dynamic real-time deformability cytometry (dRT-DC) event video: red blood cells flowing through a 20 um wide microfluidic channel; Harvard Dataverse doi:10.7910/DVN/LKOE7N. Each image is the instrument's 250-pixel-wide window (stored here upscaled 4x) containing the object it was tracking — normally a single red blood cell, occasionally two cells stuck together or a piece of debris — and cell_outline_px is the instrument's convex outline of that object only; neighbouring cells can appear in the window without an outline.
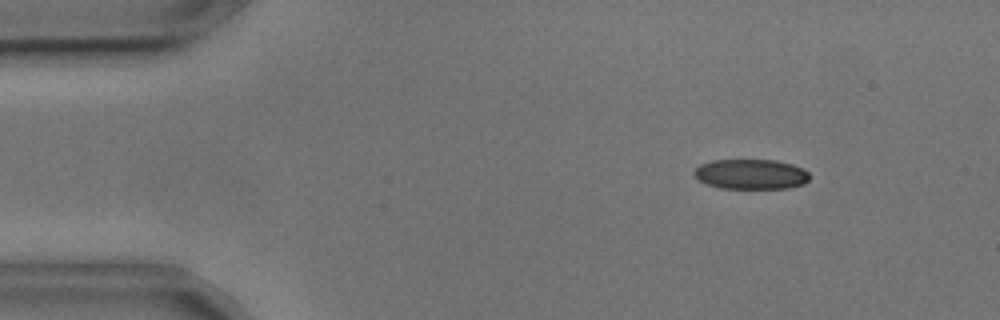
{"species": "common noctule bat (a hibernating species)", "species_latin": "Nyctalus noctula", "temperature_condition": "cold", "stored_images_in_passage": 55, "camera_frame_rate_fps": 3000, "um_per_image_px": 0.085, "animal": {"sex": "male", "body_mass_g": 17.9, "forearm_length_mm": 54.2}, "frame": {"image": 1, "passage_image": 7, "time_ms": 2.0, "image_size_px": [1000, 320], "cell_outline_px": [[808, 180], [804, 184], [788, 188], [720, 188], [704, 184], [696, 180], [692, 172], [700, 164], [712, 160], [776, 160], [792, 164], [804, 168], [808, 172]], "centroid_in_image_um": [63.79, 14.81], "position_along_channel_um": 21.2, "area_um2": 20.46}}
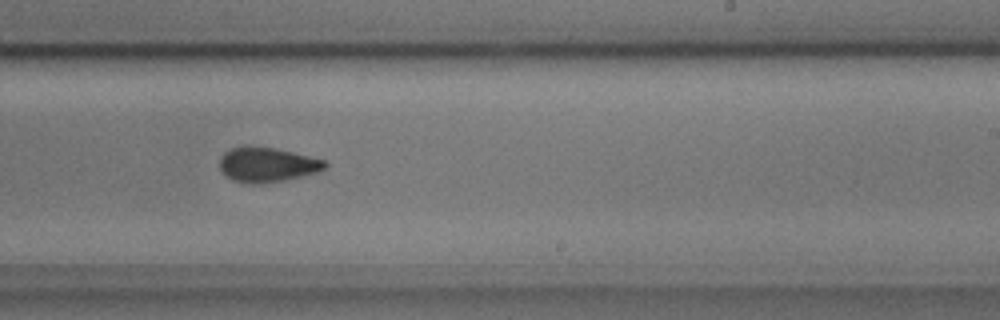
{"frame": {"image": 2, "passage_image": 33, "time_ms": 10.667, "image_size_px": [1000, 320], "cell_outline_px": [[328, 164], [324, 168], [316, 172], [284, 180], [264, 184], [252, 184], [232, 180], [220, 168], [220, 156], [224, 152], [232, 148], [244, 144], [252, 144], [276, 148], [324, 160]], "centroid_in_image_um": [22.66, 13.97], "position_along_channel_um": 266.3, "area_um2": 21.44}}
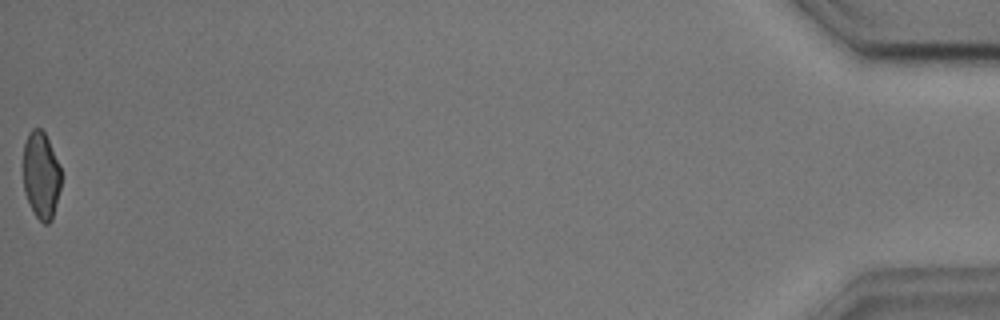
{"frame": {"image": 3, "passage_image": 55, "time_ms": 18.0, "image_size_px": [1000, 320], "cell_outline_px": [[60, 188], [52, 220], [48, 224], [44, 224], [36, 216], [24, 192], [24, 144], [28, 132], [32, 128], [40, 128], [44, 132], [48, 140], [60, 168]], "centroid_in_image_um": [3.48, 14.89], "position_along_channel_um": 431.7, "area_um2": 18.9}, "authors_computed_cell_mechanics": {"area_um2": 21.0392, "velocity_mm_per_s": 3.6334, "shape_relaxation_time_tau1_ms": 2.8643, "shape_relaxation_time_tau2_ms": 1.8131, "deformation_change_tau1": 0.111, "deformation_change_tau2": 0.0694}}